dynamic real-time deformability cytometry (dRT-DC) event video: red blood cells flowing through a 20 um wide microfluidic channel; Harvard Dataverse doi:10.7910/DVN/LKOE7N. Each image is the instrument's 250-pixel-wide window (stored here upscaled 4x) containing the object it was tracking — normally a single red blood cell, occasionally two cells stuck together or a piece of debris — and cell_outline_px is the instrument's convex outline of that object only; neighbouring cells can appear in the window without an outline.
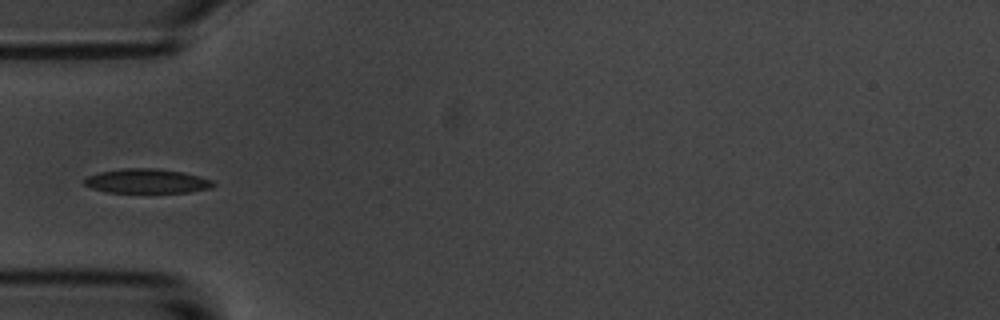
{"species": "common noctule bat (a hibernating species)", "species_latin": "Nyctalus noctula", "temperature_condition": "room temperature", "stored_images_in_passage": 4, "camera_frame_rate_fps": 3000, "um_per_image_px": 0.085, "animal": {"sex": "male", "body_mass_g": 20.1, "forearm_length_mm": 53.5}, "frame": {"image": 1, "passage_image": 1, "time_ms": 0.0, "image_size_px": [1000, 320], "cell_outline_px": [[216, 184], [212, 188], [188, 192], [108, 192], [92, 188], [84, 184], [80, 180], [84, 176], [100, 172], [124, 168], [156, 168], [184, 172], [200, 176], [212, 180]], "centroid_in_image_um": [12.46, 15.38], "position_along_channel_um": 72.5, "area_um2": 18.5}}
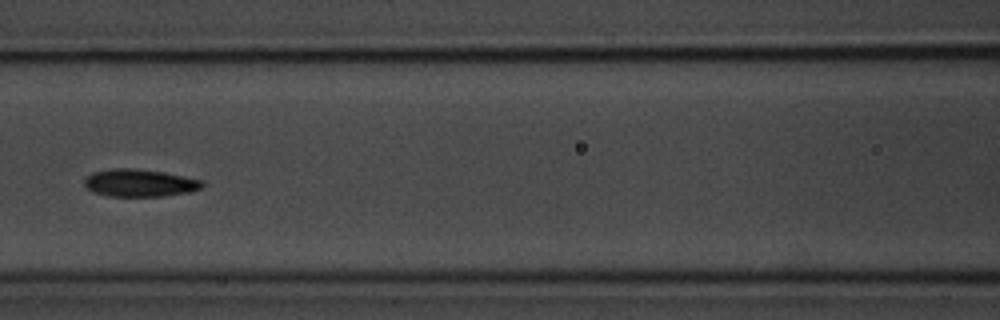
{"frame": {"image": 2, "passage_image": 3, "time_ms": 2.333, "image_size_px": [1000, 320], "cell_outline_px": [[204, 184], [200, 188], [192, 192], [164, 196], [108, 196], [92, 192], [84, 184], [84, 180], [92, 172], [116, 168], [136, 168], [164, 172], [204, 180]], "centroid_in_image_um": [11.9, 15.55], "position_along_channel_um": 154.7, "area_um2": 19.02}}
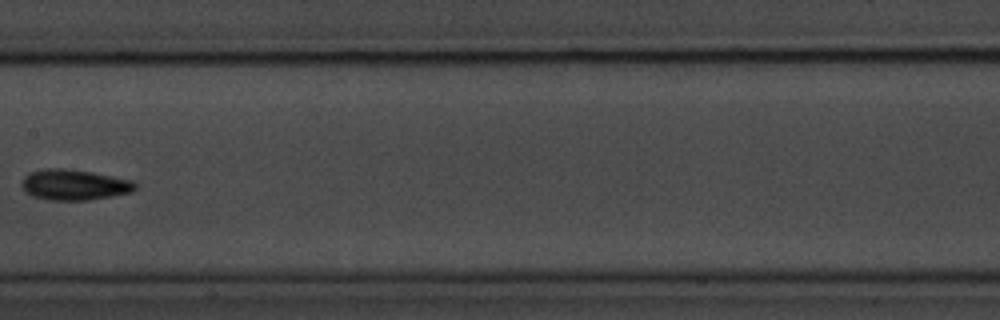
{"frame": {"image": 3, "passage_image": 4, "time_ms": 3.667, "image_size_px": [1000, 320], "cell_outline_px": [[136, 188], [132, 192], [112, 196], [88, 200], [48, 200], [32, 196], [24, 192], [20, 184], [24, 176], [32, 172], [44, 168], [64, 168], [92, 172], [132, 180], [136, 184]], "centroid_in_image_um": [6.28, 15.71], "position_along_channel_um": 201.1, "area_um2": 20.4}}